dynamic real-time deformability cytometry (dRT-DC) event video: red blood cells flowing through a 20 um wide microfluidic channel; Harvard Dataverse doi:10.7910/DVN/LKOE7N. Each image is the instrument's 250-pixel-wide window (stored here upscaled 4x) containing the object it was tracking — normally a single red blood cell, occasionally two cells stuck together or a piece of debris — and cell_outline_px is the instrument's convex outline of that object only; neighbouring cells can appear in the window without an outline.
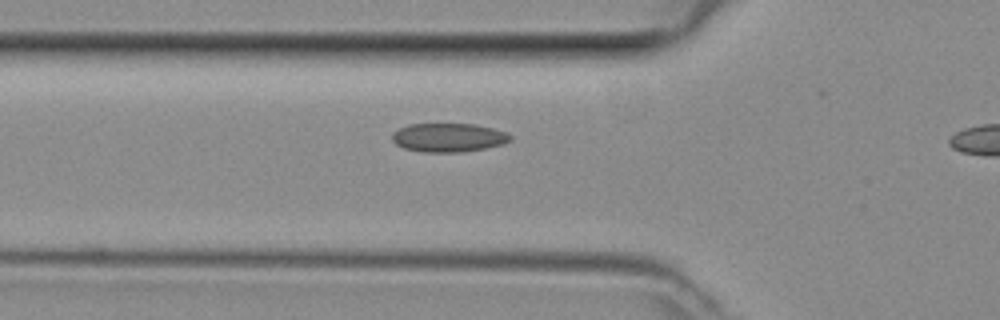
{"species": "common noctule bat (a hibernating species)", "species_latin": "Nyctalus noctula", "temperature_condition": "room temperature", "stored_images_in_passage": 22, "camera_frame_rate_fps": 3000, "um_per_image_px": 0.085, "animal": {"sex": "female", "body_mass_g": 29.2, "forearm_length_mm": 56.3}, "frame": {"image": 1, "passage_image": 8, "time_ms": 2.333, "image_size_px": [1000, 320], "cell_outline_px": [[512, 136], [508, 140], [500, 144], [484, 148], [460, 152], [424, 152], [404, 148], [396, 144], [392, 140], [392, 132], [408, 124], [476, 124], [492, 128], [504, 132]], "centroid_in_image_um": [38.06, 11.68], "position_along_channel_um": 87.7, "area_um2": 19.54}}
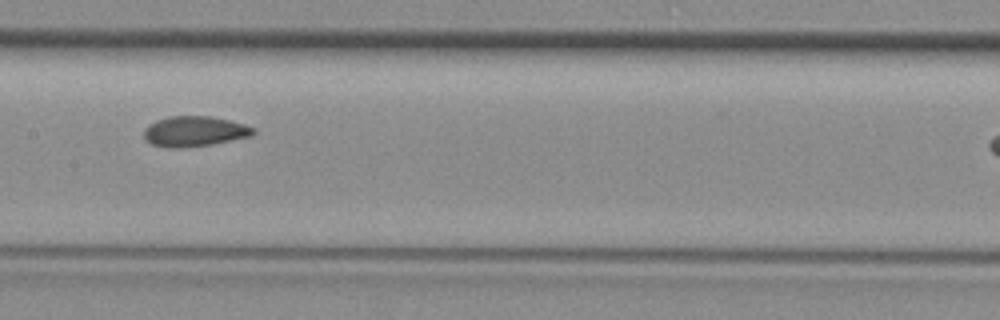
{"frame": {"image": 2, "passage_image": 15, "time_ms": 4.667, "image_size_px": [1000, 320], "cell_outline_px": [[256, 132], [252, 136], [208, 144], [180, 148], [168, 148], [152, 144], [144, 136], [144, 128], [148, 124], [156, 120], [168, 116], [212, 116], [244, 124], [256, 128]], "centroid_in_image_um": [16.52, 11.15], "position_along_channel_um": 190.9, "area_um2": 19.25}}
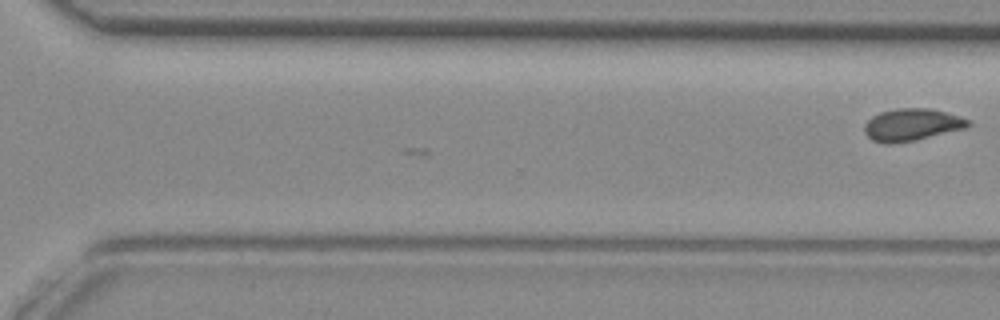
{"frame": {"image": 3, "passage_image": 22, "time_ms": 7.0, "image_size_px": [1000, 320], "cell_outline_px": [[972, 124], [968, 128], [916, 140], [892, 144], [884, 144], [872, 140], [864, 132], [864, 124], [872, 116], [880, 112], [896, 108], [928, 108], [960, 116], [968, 120]], "centroid_in_image_um": [77.5, 10.61], "position_along_channel_um": 293.1, "area_um2": 19.65}}